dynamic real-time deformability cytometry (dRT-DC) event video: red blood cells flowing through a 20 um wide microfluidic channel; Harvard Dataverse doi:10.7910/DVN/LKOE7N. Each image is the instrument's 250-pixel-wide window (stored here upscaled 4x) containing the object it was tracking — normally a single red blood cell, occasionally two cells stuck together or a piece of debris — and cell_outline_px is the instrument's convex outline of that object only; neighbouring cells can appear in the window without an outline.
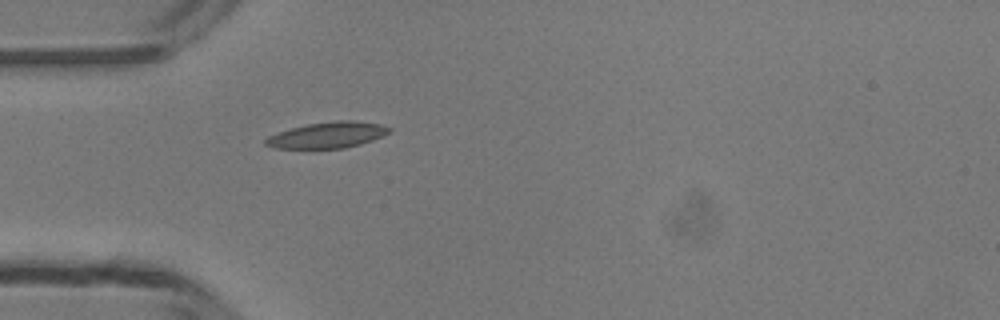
{"species": "common noctule bat (a hibernating species)", "species_latin": "Nyctalus noctula", "temperature_condition": "room temperature", "stored_images_in_passage": 35, "camera_frame_rate_fps": 3000, "um_per_image_px": 0.085, "animal": {"sex": "male", "body_mass_g": 13.3}, "frame": {"image": 1, "passage_image": 1, "time_ms": 0.0, "image_size_px": [1000, 320], "cell_outline_px": [[392, 132], [384, 136], [360, 144], [344, 148], [276, 148], [264, 144], [264, 140], [268, 136], [276, 132], [308, 124], [336, 120], [352, 120], [380, 124], [392, 128]], "centroid_in_image_um": [27.87, 11.47], "position_along_channel_um": 57.1, "area_um2": 18.79}}
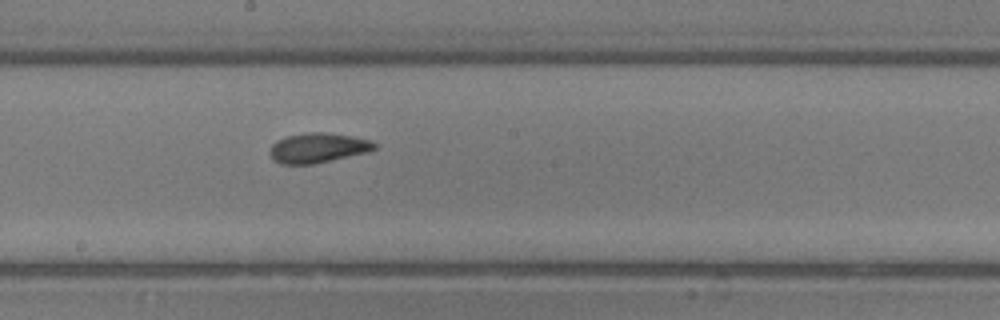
{"frame": {"image": 2, "passage_image": 13, "time_ms": 4.0, "image_size_px": [1000, 320], "cell_outline_px": [[376, 148], [368, 152], [312, 164], [280, 164], [272, 160], [268, 152], [272, 144], [276, 140], [288, 136], [308, 132], [320, 132], [352, 136], [372, 140], [376, 144]], "centroid_in_image_um": [26.99, 12.57], "position_along_channel_um": 221.2, "area_um2": 18.21}}
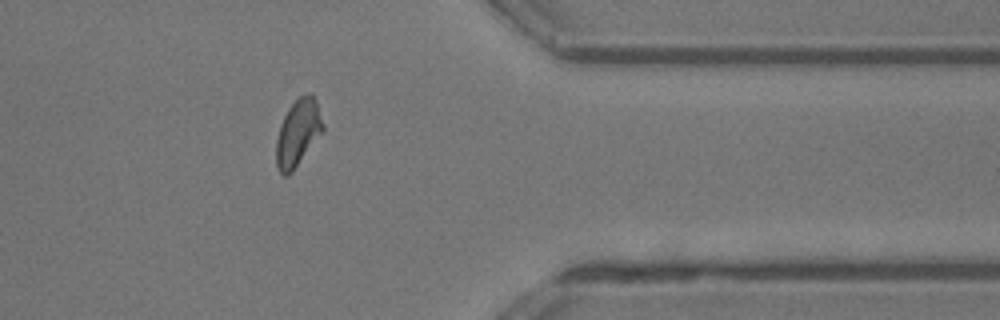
{"frame": {"image": 3, "passage_image": 26, "time_ms": 8.333, "image_size_px": [1000, 320], "cell_outline_px": [[324, 132], [292, 172], [288, 176], [284, 176], [280, 172], [276, 164], [276, 140], [280, 124], [288, 108], [300, 96], [308, 92], [316, 100], [324, 124]], "centroid_in_image_um": [25.34, 11.31], "position_along_channel_um": 386.1, "area_um2": 18.32}, "authors_computed_cell_mechanics": {"area_um2": 17.9758, "velocity_mm_per_s": 4.1942, "shape_relaxation_time_tau1_ms": 5.9764, "shape_relaxation_time_tau2_ms": 2.6009, "deformation_change_tau1": 0.151, "deformation_change_tau2": 0.0908}}